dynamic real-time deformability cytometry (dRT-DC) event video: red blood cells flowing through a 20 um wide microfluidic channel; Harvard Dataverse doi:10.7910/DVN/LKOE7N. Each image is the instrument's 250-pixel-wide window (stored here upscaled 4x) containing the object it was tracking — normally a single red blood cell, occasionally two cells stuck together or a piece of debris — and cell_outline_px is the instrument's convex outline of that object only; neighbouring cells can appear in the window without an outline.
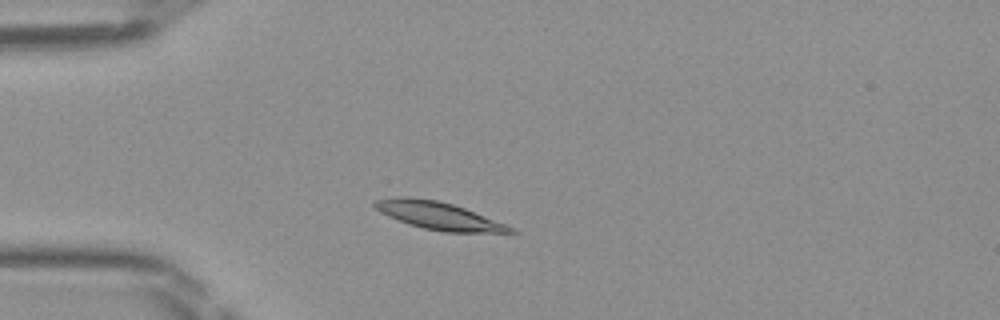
{"species": "Egyptian fruit bat (a non-hibernating species)", "species_latin": "Rousettus aegyptiacus", "temperature_condition": "room temperature", "stored_images_in_passage": 42, "camera_frame_rate_fps": 3000, "um_per_image_px": 0.085, "frame": {"image": 1, "passage_image": 7, "time_ms": 2.0, "image_size_px": [1000, 320], "cell_outline_px": [[520, 232], [444, 232], [424, 228], [408, 224], [388, 216], [380, 212], [372, 204], [372, 200], [396, 196], [408, 196], [436, 200], [452, 204], [464, 208], [504, 224]], "centroid_in_image_um": [37.17, 18.31], "position_along_channel_um": 47.8, "area_um2": 21.56}}
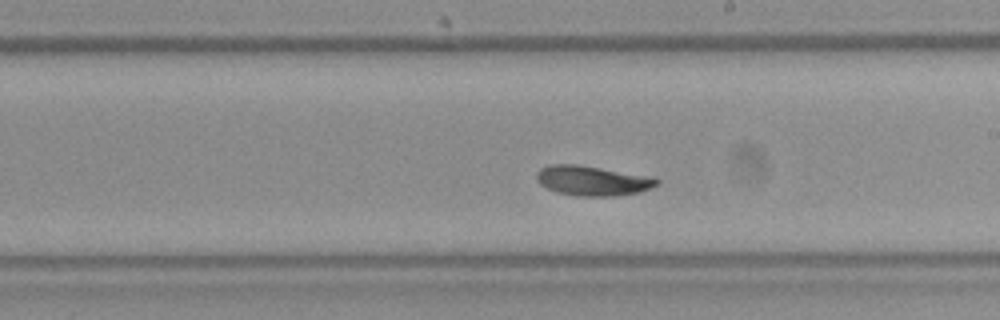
{"frame": {"image": 2, "passage_image": 22, "time_ms": 7.0, "image_size_px": [1000, 320], "cell_outline_px": [[660, 184], [652, 188], [640, 192], [616, 196], [576, 196], [556, 192], [540, 184], [536, 180], [536, 172], [540, 168], [548, 164], [576, 164], [648, 176], [660, 180]], "centroid_in_image_um": [50.34, 15.36], "position_along_channel_um": 238.7, "area_um2": 20.98}}
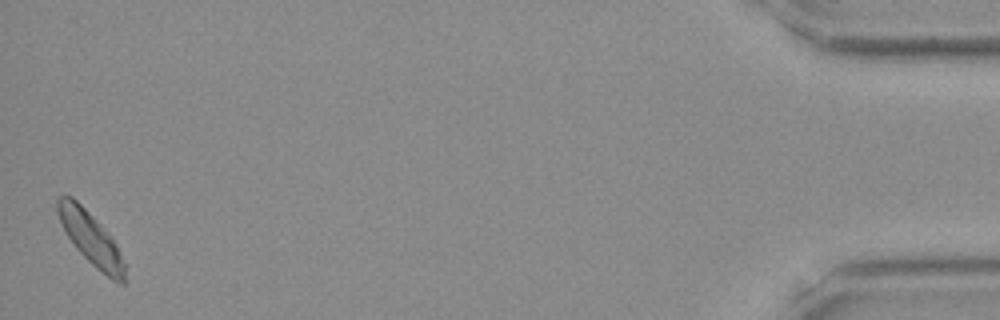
{"frame": {"image": 3, "passage_image": 42, "time_ms": 13.667, "image_size_px": [1000, 320], "cell_outline_px": [[124, 284], [120, 284], [112, 280], [96, 268], [76, 248], [68, 236], [56, 212], [56, 200], [60, 196], [72, 196], [112, 236], [116, 244], [124, 264]], "centroid_in_image_um": [7.71, 20.26], "position_along_channel_um": 427.5, "area_um2": 20.11}}